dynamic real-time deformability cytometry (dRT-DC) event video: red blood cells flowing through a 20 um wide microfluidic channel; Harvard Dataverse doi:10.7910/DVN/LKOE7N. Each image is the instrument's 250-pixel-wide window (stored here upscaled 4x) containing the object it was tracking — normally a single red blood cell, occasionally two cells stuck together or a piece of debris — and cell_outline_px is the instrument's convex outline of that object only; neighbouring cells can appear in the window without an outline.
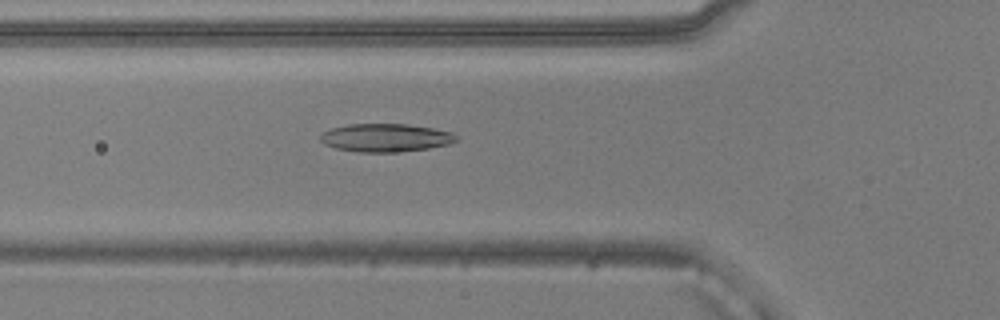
{"species": "common noctule bat (a hibernating species)", "species_latin": "Nyctalus noctula", "temperature_condition": "warm", "stored_images_in_passage": 52, "camera_frame_rate_fps": 3000, "um_per_image_px": 0.085, "animal": {"sex": "male", "body_mass_g": 20.5, "forearm_length_mm": 52.5}, "frame": {"image": 1, "passage_image": 18, "time_ms": 5.667, "image_size_px": [1000, 320], "cell_outline_px": [[456, 140], [448, 144], [428, 148], [392, 152], [356, 152], [336, 148], [324, 144], [320, 140], [320, 132], [332, 128], [348, 124], [408, 124], [432, 128], [452, 132], [456, 136]], "centroid_in_image_um": [32.72, 11.7], "position_along_channel_um": 93.1, "area_um2": 22.2}}
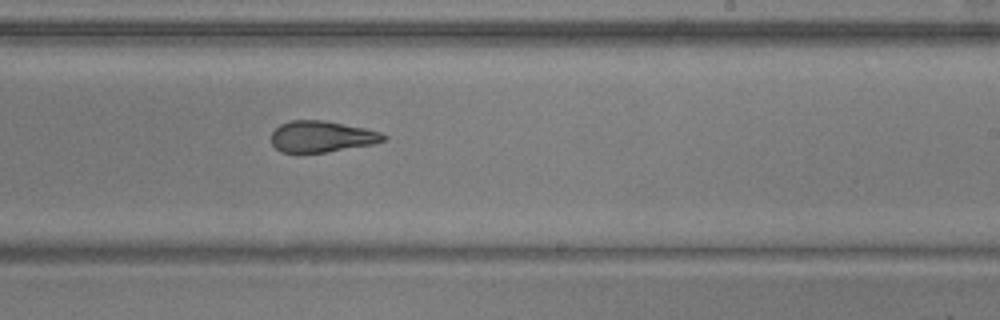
{"frame": {"image": 2, "passage_image": 31, "time_ms": 10.0, "image_size_px": [1000, 320], "cell_outline_px": [[388, 136], [384, 140], [372, 144], [324, 152], [280, 152], [272, 144], [272, 132], [280, 124], [292, 120], [324, 120], [364, 128], [380, 132]], "centroid_in_image_um": [27.33, 11.6], "position_along_channel_um": 261.7, "area_um2": 20.17}}
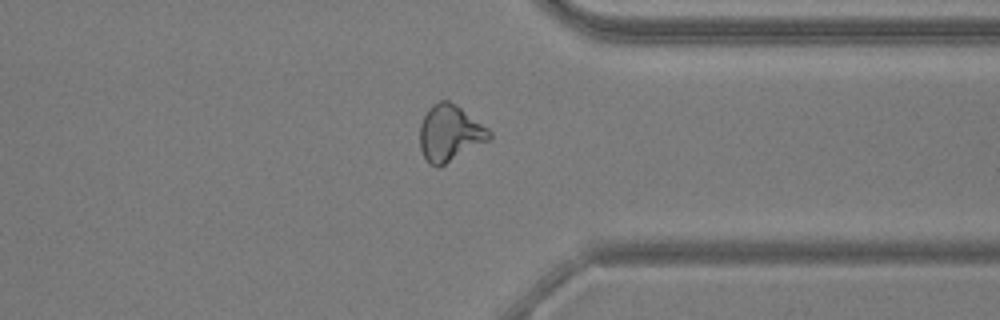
{"frame": {"image": 3, "passage_image": 40, "time_ms": 13.0, "image_size_px": [1000, 320], "cell_outline_px": [[492, 140], [440, 168], [436, 168], [428, 164], [420, 148], [420, 124], [428, 108], [432, 104], [440, 100], [448, 100], [456, 104], [488, 128], [492, 132]], "centroid_in_image_um": [38.26, 11.36], "position_along_channel_um": 373.1, "area_um2": 23.41}, "authors_computed_cell_mechanics": {"area_um2": 22.5131, "velocity_mm_per_s": 3.8759, "shape_relaxation_time_tau1_ms": null, "shape_relaxation_time_tau2_ms": 2.4981, "deformation_change_tau1": null, "deformation_change_tau2": 0.1056}}